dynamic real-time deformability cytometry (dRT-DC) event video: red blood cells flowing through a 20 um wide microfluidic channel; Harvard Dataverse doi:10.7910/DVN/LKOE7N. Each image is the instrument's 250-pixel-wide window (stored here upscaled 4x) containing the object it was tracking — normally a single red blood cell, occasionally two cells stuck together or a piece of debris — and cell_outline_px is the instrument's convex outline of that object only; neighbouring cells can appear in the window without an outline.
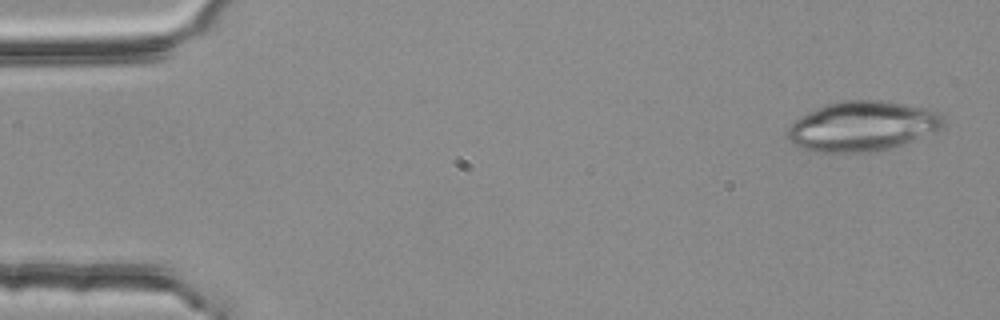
{"species": "common noctule bat (a hibernating species)", "species_latin": "Nyctalus noctula", "temperature_condition": "room temperature", "stored_images_in_passage": 4, "segment_of_instrument_passage": [2, 2], "camera_frame_rate_fps": 3000, "um_per_image_px": 0.085, "animal": {"sex": "female", "body_mass_g": 25.1}, "frame": {"image": 1, "passage_image": 4, "time_ms": 1.0, "image_size_px": [1000, 320], "cell_outline_px": [[944, 128], [936, 132], [876, 152], [812, 152], [800, 148], [788, 140], [788, 128], [800, 116], [816, 108], [828, 104], [844, 100], [880, 100], [908, 104], [940, 112], [944, 116]], "centroid_in_image_um": [73.32, 10.73], "position_along_channel_um": 11.7, "area_um2": 45.43}}